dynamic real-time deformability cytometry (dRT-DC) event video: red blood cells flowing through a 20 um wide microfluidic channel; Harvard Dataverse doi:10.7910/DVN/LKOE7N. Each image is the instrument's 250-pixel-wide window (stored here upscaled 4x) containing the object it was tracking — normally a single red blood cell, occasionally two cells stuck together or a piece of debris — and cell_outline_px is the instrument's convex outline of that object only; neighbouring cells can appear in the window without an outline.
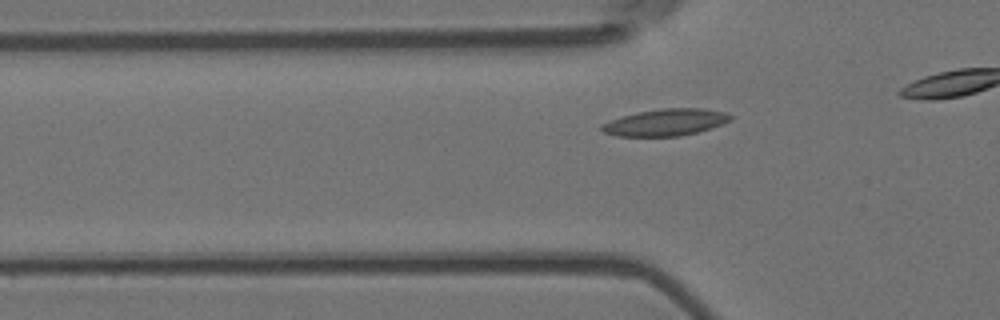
{"species": "Egyptian fruit bat (a non-hibernating species)", "species_latin": "Rousettus aegyptiacus", "temperature_condition": "room temperature", "stored_images_in_passage": 14, "camera_frame_rate_fps": 3000, "um_per_image_px": 0.085, "animal": {"sex": "female"}, "frame": {"image": 1, "passage_image": 8, "time_ms": 2.333, "image_size_px": [1000, 320], "cell_outline_px": [[732, 120], [724, 124], [696, 132], [680, 136], [616, 136], [604, 132], [600, 128], [600, 124], [608, 120], [620, 116], [636, 112], [660, 108], [704, 108], [724, 112], [732, 116]], "centroid_in_image_um": [56.54, 10.39], "position_along_channel_um": 69.3, "area_um2": 20.35}}
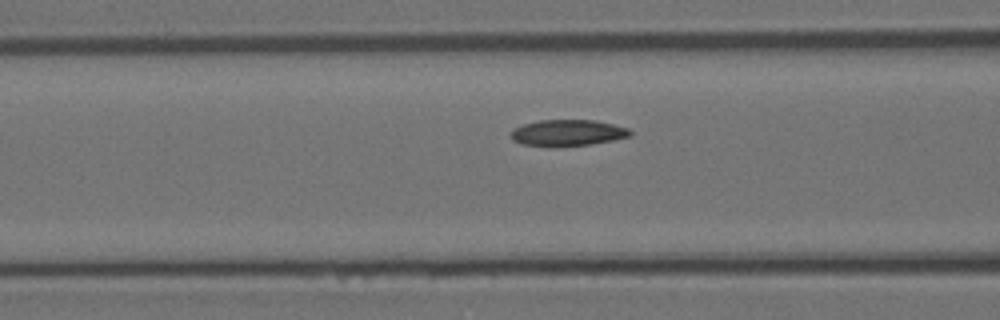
{"frame": {"image": 2, "passage_image": 12, "time_ms": 3.667, "image_size_px": [1000, 320], "cell_outline_px": [[632, 136], [592, 144], [556, 148], [520, 144], [512, 140], [508, 136], [508, 132], [512, 128], [524, 124], [540, 120], [596, 120], [628, 128], [632, 132]], "centroid_in_image_um": [48.18, 11.31], "position_along_channel_um": 118.4, "area_um2": 18.84}}